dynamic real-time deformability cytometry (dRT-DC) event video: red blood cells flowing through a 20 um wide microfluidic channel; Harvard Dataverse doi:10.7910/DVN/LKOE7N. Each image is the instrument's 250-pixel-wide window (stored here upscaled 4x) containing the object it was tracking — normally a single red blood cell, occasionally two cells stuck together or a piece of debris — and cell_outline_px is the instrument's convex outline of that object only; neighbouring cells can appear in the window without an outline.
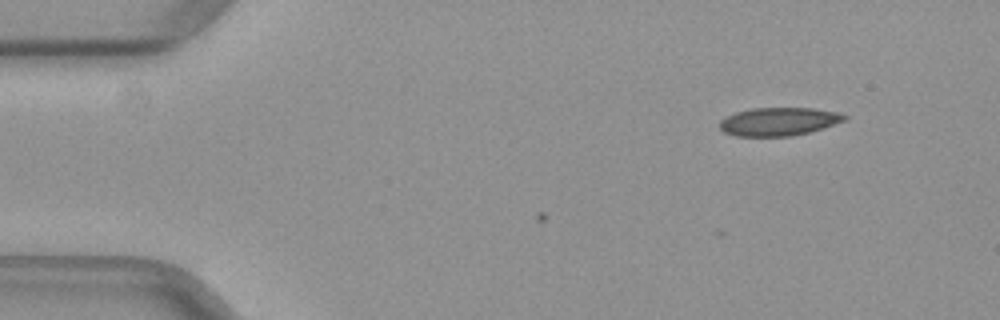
{"species": "common noctule bat (a hibernating species)", "species_latin": "Nyctalus noctula", "temperature_condition": "warm", "stored_images_in_passage": 11, "camera_frame_rate_fps": 3000, "um_per_image_px": 0.085, "animal": {"sex": "female", "body_mass_g": 29.2, "forearm_length_mm": 56.3}, "frame": {"image": 1, "passage_image": 11, "time_ms": 3.333, "image_size_px": [1000, 320], "cell_outline_px": [[848, 120], [808, 132], [788, 136], [736, 136], [724, 132], [720, 128], [720, 120], [724, 116], [736, 112], [752, 108], [812, 108], [840, 112], [848, 116]], "centroid_in_image_um": [66.2, 10.32], "position_along_channel_um": 18.8, "area_um2": 20.58}}